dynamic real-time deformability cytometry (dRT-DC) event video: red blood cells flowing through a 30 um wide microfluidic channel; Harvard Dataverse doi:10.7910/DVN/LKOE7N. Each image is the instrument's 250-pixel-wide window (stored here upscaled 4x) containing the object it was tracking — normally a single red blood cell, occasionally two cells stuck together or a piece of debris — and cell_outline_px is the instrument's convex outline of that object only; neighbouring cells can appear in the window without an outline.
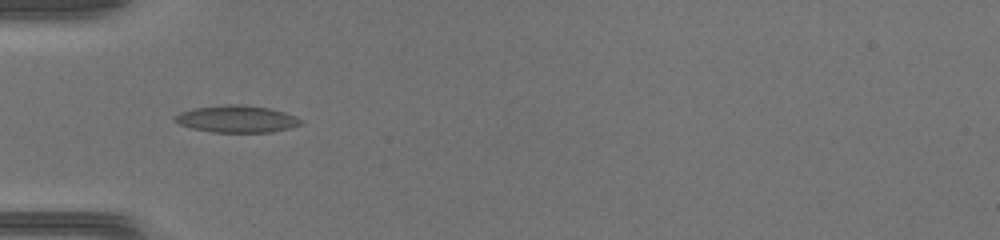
{"species": "common noctule bat (a hibernating species)", "species_latin": "Nyctalus noctula", "temperature_condition": "warm", "stored_images_in_passage": 27, "segment_of_instrument_passage": [1, 2], "camera_frame_rate_fps": 3000, "um_per_image_px": 0.085, "animal": {"sex": "female", "body_mass_g": 17.0, "forearm_length_mm": 48.0}, "frame": {"image": 1, "passage_image": 1, "time_ms": 0.0, "image_size_px": [1000, 240], "cell_outline_px": [[304, 124], [272, 132], [212, 132], [192, 128], [180, 124], [172, 120], [180, 112], [196, 108], [228, 104], [244, 104], [268, 108], [284, 112], [296, 116], [304, 120]], "centroid_in_image_um": [20.17, 10.11], "position_along_channel_um": 64.8, "area_um2": 19.83}}
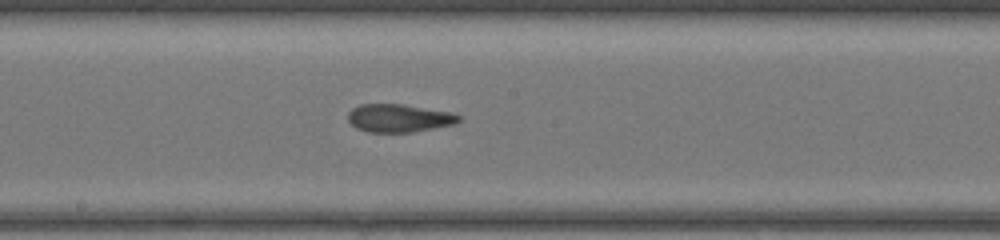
{"frame": {"image": 2, "passage_image": 11, "time_ms": 3.333, "image_size_px": [1000, 240], "cell_outline_px": [[464, 116], [456, 124], [412, 132], [368, 132], [356, 128], [348, 120], [348, 112], [352, 108], [360, 104], [404, 104], [452, 112]], "centroid_in_image_um": [33.95, 10.03], "position_along_channel_um": 214.3, "area_um2": 18.32}}
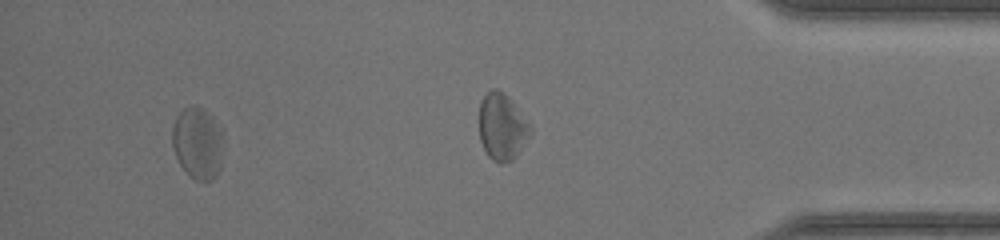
{"frame": {"image": 3, "passage_image": 24, "time_ms": 7.667, "image_size_px": [1000, 240], "cell_outline_px": [[224, 140], [220, 168], [216, 176], [212, 180], [196, 180], [180, 164], [176, 156], [172, 144], [172, 128], [176, 116], [184, 108], [192, 104], [204, 108], [208, 112]], "centroid_in_image_um": [16.79, 12.14], "position_along_channel_um": 418.4, "area_um2": 21.15}}